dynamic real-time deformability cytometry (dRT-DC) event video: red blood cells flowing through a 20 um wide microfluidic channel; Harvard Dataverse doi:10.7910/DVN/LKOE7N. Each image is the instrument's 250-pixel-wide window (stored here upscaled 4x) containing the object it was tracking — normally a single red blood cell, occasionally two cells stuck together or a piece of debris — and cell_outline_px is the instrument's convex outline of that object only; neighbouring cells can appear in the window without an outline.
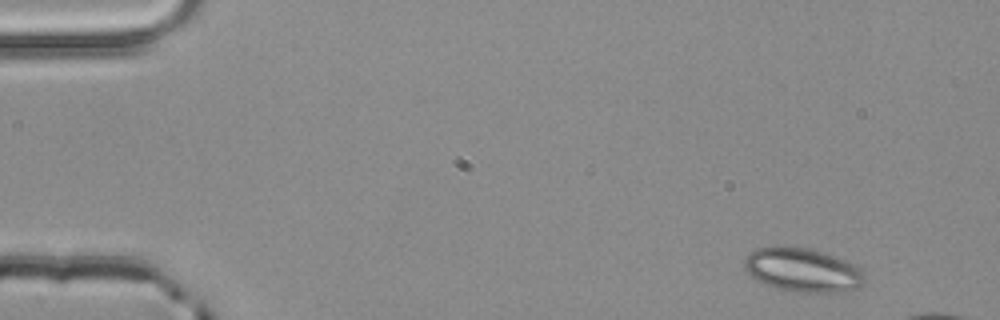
{"species": "common noctule bat (a hibernating species)", "species_latin": "Nyctalus noctula", "temperature_condition": "room temperature", "stored_images_in_passage": 3, "camera_frame_rate_fps": 3000, "um_per_image_px": 0.085, "animal": {"sex": "male", "body_mass_g": 20.4}, "frame": {"image": 1, "passage_image": 1, "time_ms": 0.0, "image_size_px": [1000, 320], "cell_outline_px": [[864, 284], [860, 288], [844, 292], [804, 292], [776, 288], [764, 284], [752, 276], [744, 268], [744, 260], [748, 252], [756, 248], [808, 248], [844, 260], [860, 268], [864, 272]], "centroid_in_image_um": [68.25, 22.98], "position_along_channel_um": 16.8, "area_um2": 30.23}}